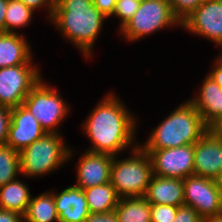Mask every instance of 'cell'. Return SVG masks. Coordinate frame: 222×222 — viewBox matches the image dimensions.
<instances>
[{"mask_svg": "<svg viewBox=\"0 0 222 222\" xmlns=\"http://www.w3.org/2000/svg\"><path fill=\"white\" fill-rule=\"evenodd\" d=\"M114 94L105 99L89 114L83 127L92 146L87 151L118 156L135 139L136 120L129 109ZM119 152V153H118Z\"/></svg>", "mask_w": 222, "mask_h": 222, "instance_id": "obj_1", "label": "cell"}, {"mask_svg": "<svg viewBox=\"0 0 222 222\" xmlns=\"http://www.w3.org/2000/svg\"><path fill=\"white\" fill-rule=\"evenodd\" d=\"M106 18L92 0H55L51 22L87 58Z\"/></svg>", "mask_w": 222, "mask_h": 222, "instance_id": "obj_2", "label": "cell"}, {"mask_svg": "<svg viewBox=\"0 0 222 222\" xmlns=\"http://www.w3.org/2000/svg\"><path fill=\"white\" fill-rule=\"evenodd\" d=\"M209 128L190 101L182 103L150 134L144 150H161L195 144Z\"/></svg>", "mask_w": 222, "mask_h": 222, "instance_id": "obj_3", "label": "cell"}, {"mask_svg": "<svg viewBox=\"0 0 222 222\" xmlns=\"http://www.w3.org/2000/svg\"><path fill=\"white\" fill-rule=\"evenodd\" d=\"M131 151L130 158L113 156L110 183L119 198L144 197L154 175L149 154L137 143Z\"/></svg>", "mask_w": 222, "mask_h": 222, "instance_id": "obj_4", "label": "cell"}, {"mask_svg": "<svg viewBox=\"0 0 222 222\" xmlns=\"http://www.w3.org/2000/svg\"><path fill=\"white\" fill-rule=\"evenodd\" d=\"M61 133H45L19 152L20 173L27 177L41 176L61 167L72 154Z\"/></svg>", "mask_w": 222, "mask_h": 222, "instance_id": "obj_5", "label": "cell"}, {"mask_svg": "<svg viewBox=\"0 0 222 222\" xmlns=\"http://www.w3.org/2000/svg\"><path fill=\"white\" fill-rule=\"evenodd\" d=\"M172 25L181 26V22L174 15L169 0H148L140 2L138 10L119 30L132 42Z\"/></svg>", "mask_w": 222, "mask_h": 222, "instance_id": "obj_6", "label": "cell"}, {"mask_svg": "<svg viewBox=\"0 0 222 222\" xmlns=\"http://www.w3.org/2000/svg\"><path fill=\"white\" fill-rule=\"evenodd\" d=\"M42 80L29 92L23 105L47 133H59L56 129L66 118L65 116L69 111L68 105L56 89L49 87Z\"/></svg>", "mask_w": 222, "mask_h": 222, "instance_id": "obj_7", "label": "cell"}, {"mask_svg": "<svg viewBox=\"0 0 222 222\" xmlns=\"http://www.w3.org/2000/svg\"><path fill=\"white\" fill-rule=\"evenodd\" d=\"M35 67L21 64L0 68V105L14 108L23 104L29 92L42 78Z\"/></svg>", "mask_w": 222, "mask_h": 222, "instance_id": "obj_8", "label": "cell"}, {"mask_svg": "<svg viewBox=\"0 0 222 222\" xmlns=\"http://www.w3.org/2000/svg\"><path fill=\"white\" fill-rule=\"evenodd\" d=\"M184 205L194 208L204 220L222 212V191L214 179L191 175L183 179Z\"/></svg>", "mask_w": 222, "mask_h": 222, "instance_id": "obj_9", "label": "cell"}, {"mask_svg": "<svg viewBox=\"0 0 222 222\" xmlns=\"http://www.w3.org/2000/svg\"><path fill=\"white\" fill-rule=\"evenodd\" d=\"M145 151L152 160L156 176L185 179L194 174V144Z\"/></svg>", "mask_w": 222, "mask_h": 222, "instance_id": "obj_10", "label": "cell"}, {"mask_svg": "<svg viewBox=\"0 0 222 222\" xmlns=\"http://www.w3.org/2000/svg\"><path fill=\"white\" fill-rule=\"evenodd\" d=\"M181 28L222 48V0H206L181 22Z\"/></svg>", "mask_w": 222, "mask_h": 222, "instance_id": "obj_11", "label": "cell"}, {"mask_svg": "<svg viewBox=\"0 0 222 222\" xmlns=\"http://www.w3.org/2000/svg\"><path fill=\"white\" fill-rule=\"evenodd\" d=\"M193 175L217 181L222 176V139L210 130L194 144Z\"/></svg>", "mask_w": 222, "mask_h": 222, "instance_id": "obj_12", "label": "cell"}, {"mask_svg": "<svg viewBox=\"0 0 222 222\" xmlns=\"http://www.w3.org/2000/svg\"><path fill=\"white\" fill-rule=\"evenodd\" d=\"M45 133L38 120L23 104L11 108V122L6 145L20 152Z\"/></svg>", "mask_w": 222, "mask_h": 222, "instance_id": "obj_13", "label": "cell"}, {"mask_svg": "<svg viewBox=\"0 0 222 222\" xmlns=\"http://www.w3.org/2000/svg\"><path fill=\"white\" fill-rule=\"evenodd\" d=\"M77 163V183L81 189L110 182L113 155L85 151Z\"/></svg>", "mask_w": 222, "mask_h": 222, "instance_id": "obj_14", "label": "cell"}, {"mask_svg": "<svg viewBox=\"0 0 222 222\" xmlns=\"http://www.w3.org/2000/svg\"><path fill=\"white\" fill-rule=\"evenodd\" d=\"M59 222H84L90 215L84 191L75 185L53 193Z\"/></svg>", "mask_w": 222, "mask_h": 222, "instance_id": "obj_15", "label": "cell"}, {"mask_svg": "<svg viewBox=\"0 0 222 222\" xmlns=\"http://www.w3.org/2000/svg\"><path fill=\"white\" fill-rule=\"evenodd\" d=\"M199 93L198 96L189 101L201 114L204 124L209 128L222 117V88L207 75Z\"/></svg>", "mask_w": 222, "mask_h": 222, "instance_id": "obj_16", "label": "cell"}, {"mask_svg": "<svg viewBox=\"0 0 222 222\" xmlns=\"http://www.w3.org/2000/svg\"><path fill=\"white\" fill-rule=\"evenodd\" d=\"M144 198L150 204L184 205L183 179L153 175Z\"/></svg>", "mask_w": 222, "mask_h": 222, "instance_id": "obj_17", "label": "cell"}, {"mask_svg": "<svg viewBox=\"0 0 222 222\" xmlns=\"http://www.w3.org/2000/svg\"><path fill=\"white\" fill-rule=\"evenodd\" d=\"M19 33H0V68L31 64L30 44Z\"/></svg>", "mask_w": 222, "mask_h": 222, "instance_id": "obj_18", "label": "cell"}, {"mask_svg": "<svg viewBox=\"0 0 222 222\" xmlns=\"http://www.w3.org/2000/svg\"><path fill=\"white\" fill-rule=\"evenodd\" d=\"M82 190L86 195L90 214L114 212L120 199L110 182Z\"/></svg>", "mask_w": 222, "mask_h": 222, "instance_id": "obj_19", "label": "cell"}, {"mask_svg": "<svg viewBox=\"0 0 222 222\" xmlns=\"http://www.w3.org/2000/svg\"><path fill=\"white\" fill-rule=\"evenodd\" d=\"M29 188L18 179L0 186V208L24 215L31 200Z\"/></svg>", "mask_w": 222, "mask_h": 222, "instance_id": "obj_20", "label": "cell"}, {"mask_svg": "<svg viewBox=\"0 0 222 222\" xmlns=\"http://www.w3.org/2000/svg\"><path fill=\"white\" fill-rule=\"evenodd\" d=\"M114 213L118 222H151L150 203L144 197L120 198Z\"/></svg>", "mask_w": 222, "mask_h": 222, "instance_id": "obj_21", "label": "cell"}, {"mask_svg": "<svg viewBox=\"0 0 222 222\" xmlns=\"http://www.w3.org/2000/svg\"><path fill=\"white\" fill-rule=\"evenodd\" d=\"M59 222L53 192L39 194L31 197L23 222Z\"/></svg>", "mask_w": 222, "mask_h": 222, "instance_id": "obj_22", "label": "cell"}, {"mask_svg": "<svg viewBox=\"0 0 222 222\" xmlns=\"http://www.w3.org/2000/svg\"><path fill=\"white\" fill-rule=\"evenodd\" d=\"M34 10L20 0H8L5 14V33H16V28L28 26Z\"/></svg>", "mask_w": 222, "mask_h": 222, "instance_id": "obj_23", "label": "cell"}, {"mask_svg": "<svg viewBox=\"0 0 222 222\" xmlns=\"http://www.w3.org/2000/svg\"><path fill=\"white\" fill-rule=\"evenodd\" d=\"M20 174L19 152L8 145L0 146V186L16 180Z\"/></svg>", "mask_w": 222, "mask_h": 222, "instance_id": "obj_24", "label": "cell"}, {"mask_svg": "<svg viewBox=\"0 0 222 222\" xmlns=\"http://www.w3.org/2000/svg\"><path fill=\"white\" fill-rule=\"evenodd\" d=\"M140 2L137 0H117L112 15L121 19L120 29L132 18L138 10Z\"/></svg>", "mask_w": 222, "mask_h": 222, "instance_id": "obj_25", "label": "cell"}, {"mask_svg": "<svg viewBox=\"0 0 222 222\" xmlns=\"http://www.w3.org/2000/svg\"><path fill=\"white\" fill-rule=\"evenodd\" d=\"M206 0H169L174 15L182 22Z\"/></svg>", "mask_w": 222, "mask_h": 222, "instance_id": "obj_26", "label": "cell"}, {"mask_svg": "<svg viewBox=\"0 0 222 222\" xmlns=\"http://www.w3.org/2000/svg\"><path fill=\"white\" fill-rule=\"evenodd\" d=\"M178 207L164 204H150L151 222H173Z\"/></svg>", "mask_w": 222, "mask_h": 222, "instance_id": "obj_27", "label": "cell"}, {"mask_svg": "<svg viewBox=\"0 0 222 222\" xmlns=\"http://www.w3.org/2000/svg\"><path fill=\"white\" fill-rule=\"evenodd\" d=\"M10 122L11 108L0 105V146L6 145Z\"/></svg>", "mask_w": 222, "mask_h": 222, "instance_id": "obj_28", "label": "cell"}, {"mask_svg": "<svg viewBox=\"0 0 222 222\" xmlns=\"http://www.w3.org/2000/svg\"><path fill=\"white\" fill-rule=\"evenodd\" d=\"M173 222H203L198 212L191 206L181 205Z\"/></svg>", "mask_w": 222, "mask_h": 222, "instance_id": "obj_29", "label": "cell"}, {"mask_svg": "<svg viewBox=\"0 0 222 222\" xmlns=\"http://www.w3.org/2000/svg\"><path fill=\"white\" fill-rule=\"evenodd\" d=\"M23 2L27 7H30L34 11L38 8H41L42 6L45 5L48 9V14L51 19L52 14H53V9L55 5V0H20Z\"/></svg>", "mask_w": 222, "mask_h": 222, "instance_id": "obj_30", "label": "cell"}, {"mask_svg": "<svg viewBox=\"0 0 222 222\" xmlns=\"http://www.w3.org/2000/svg\"><path fill=\"white\" fill-rule=\"evenodd\" d=\"M93 5L107 18L112 16L117 0H92Z\"/></svg>", "mask_w": 222, "mask_h": 222, "instance_id": "obj_31", "label": "cell"}, {"mask_svg": "<svg viewBox=\"0 0 222 222\" xmlns=\"http://www.w3.org/2000/svg\"><path fill=\"white\" fill-rule=\"evenodd\" d=\"M0 222H23V215L16 211L0 208Z\"/></svg>", "mask_w": 222, "mask_h": 222, "instance_id": "obj_32", "label": "cell"}, {"mask_svg": "<svg viewBox=\"0 0 222 222\" xmlns=\"http://www.w3.org/2000/svg\"><path fill=\"white\" fill-rule=\"evenodd\" d=\"M84 222H118L114 212L107 214H90Z\"/></svg>", "mask_w": 222, "mask_h": 222, "instance_id": "obj_33", "label": "cell"}, {"mask_svg": "<svg viewBox=\"0 0 222 222\" xmlns=\"http://www.w3.org/2000/svg\"><path fill=\"white\" fill-rule=\"evenodd\" d=\"M222 88V59L217 57L214 69L208 74Z\"/></svg>", "mask_w": 222, "mask_h": 222, "instance_id": "obj_34", "label": "cell"}, {"mask_svg": "<svg viewBox=\"0 0 222 222\" xmlns=\"http://www.w3.org/2000/svg\"><path fill=\"white\" fill-rule=\"evenodd\" d=\"M8 0H0V33L5 32V14Z\"/></svg>", "mask_w": 222, "mask_h": 222, "instance_id": "obj_35", "label": "cell"}, {"mask_svg": "<svg viewBox=\"0 0 222 222\" xmlns=\"http://www.w3.org/2000/svg\"><path fill=\"white\" fill-rule=\"evenodd\" d=\"M209 130L218 138L222 139V117L215 121Z\"/></svg>", "mask_w": 222, "mask_h": 222, "instance_id": "obj_36", "label": "cell"}, {"mask_svg": "<svg viewBox=\"0 0 222 222\" xmlns=\"http://www.w3.org/2000/svg\"><path fill=\"white\" fill-rule=\"evenodd\" d=\"M203 222H222V212L204 219Z\"/></svg>", "mask_w": 222, "mask_h": 222, "instance_id": "obj_37", "label": "cell"}, {"mask_svg": "<svg viewBox=\"0 0 222 222\" xmlns=\"http://www.w3.org/2000/svg\"><path fill=\"white\" fill-rule=\"evenodd\" d=\"M218 182H219L220 189H221V191H222V176L220 177V179L218 180Z\"/></svg>", "mask_w": 222, "mask_h": 222, "instance_id": "obj_38", "label": "cell"}, {"mask_svg": "<svg viewBox=\"0 0 222 222\" xmlns=\"http://www.w3.org/2000/svg\"><path fill=\"white\" fill-rule=\"evenodd\" d=\"M137 1H139V2H144V1H148V0H137Z\"/></svg>", "mask_w": 222, "mask_h": 222, "instance_id": "obj_39", "label": "cell"}]
</instances>
